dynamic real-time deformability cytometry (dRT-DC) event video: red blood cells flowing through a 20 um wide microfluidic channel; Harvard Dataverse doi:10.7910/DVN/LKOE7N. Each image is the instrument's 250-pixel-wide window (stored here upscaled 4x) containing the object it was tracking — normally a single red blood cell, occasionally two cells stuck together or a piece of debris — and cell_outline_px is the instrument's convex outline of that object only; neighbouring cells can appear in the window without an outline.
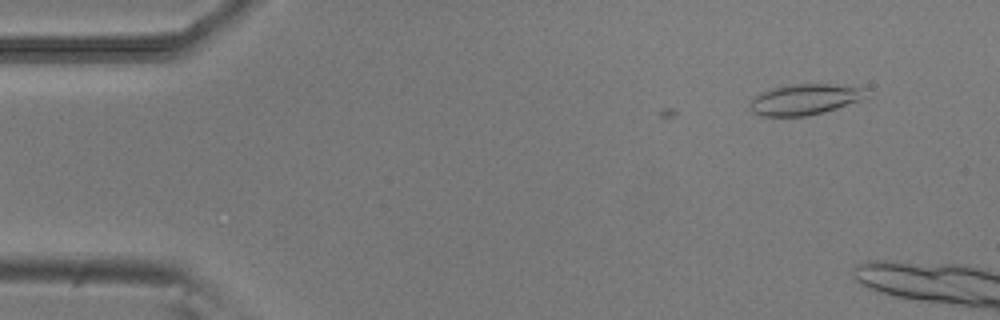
{"species": "common noctule bat (a hibernating species)", "species_latin": "Nyctalus noctula", "temperature_condition": "room temperature", "stored_images_in_passage": 14, "camera_frame_rate_fps": 3000, "um_per_image_px": 0.085, "animal": {"sex": "male", "body_mass_g": 20.5, "forearm_length_mm": 52.5}, "frame": {"image": 1, "passage_image": 5, "time_ms": 1.333, "image_size_px": [1000, 320], "cell_outline_px": [[856, 100], [820, 112], [800, 116], [768, 116], [756, 112], [756, 100], [760, 96], [768, 92], [780, 88], [808, 84], [816, 84], [852, 88]], "centroid_in_image_um": [68.26, 8.5], "position_along_channel_um": 16.7, "area_um2": 17.34}}